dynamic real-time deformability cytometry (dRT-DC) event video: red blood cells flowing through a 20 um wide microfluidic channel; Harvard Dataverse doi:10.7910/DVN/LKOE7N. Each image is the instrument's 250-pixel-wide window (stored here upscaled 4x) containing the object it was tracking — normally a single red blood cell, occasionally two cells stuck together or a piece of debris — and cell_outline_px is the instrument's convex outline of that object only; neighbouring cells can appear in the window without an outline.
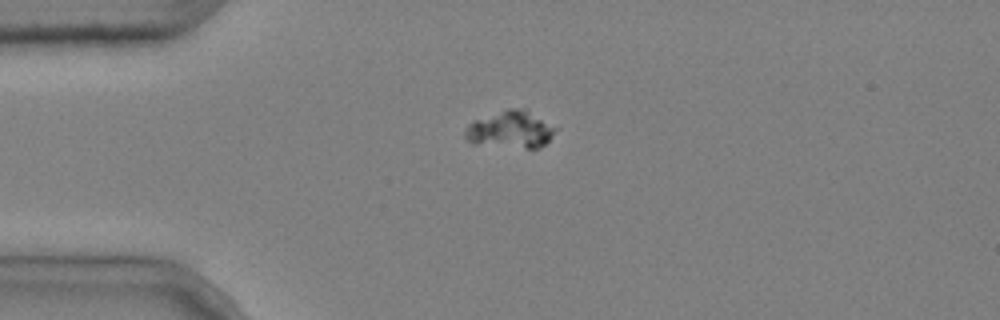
{"species": "common noctule bat (a hibernating species)", "species_latin": "Nyctalus noctula", "temperature_condition": "cold", "stored_images_in_passage": 2, "camera_frame_rate_fps": 3000, "um_per_image_px": 0.085, "animal": {"sex": "male", "body_mass_g": 20.4}, "frame": {"image": 1, "passage_image": 2, "time_ms": 0.333, "image_size_px": [1000, 320], "cell_outline_px": [[556, 128], [552, 136], [540, 148], [524, 148], [472, 144], [464, 136], [464, 128], [468, 124], [476, 120], [508, 108], [524, 108]], "centroid_in_image_um": [43.35, 11.03], "position_along_channel_um": 41.7, "area_um2": 19.36}}